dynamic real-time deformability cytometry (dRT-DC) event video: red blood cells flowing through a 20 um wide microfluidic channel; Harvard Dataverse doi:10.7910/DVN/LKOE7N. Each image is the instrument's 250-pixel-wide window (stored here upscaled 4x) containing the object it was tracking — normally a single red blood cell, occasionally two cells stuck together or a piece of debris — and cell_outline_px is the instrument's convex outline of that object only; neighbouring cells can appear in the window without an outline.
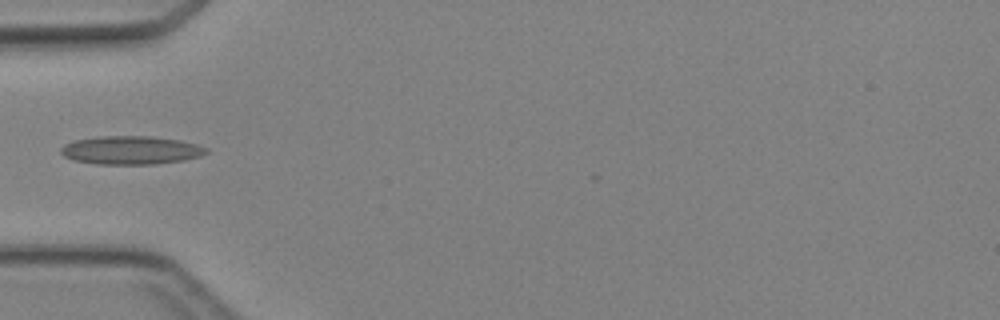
{"species": "Egyptian fruit bat (a non-hibernating species)", "species_latin": "Rousettus aegyptiacus", "temperature_condition": "cold", "stored_images_in_passage": 4, "camera_frame_rate_fps": 3000, "um_per_image_px": 0.085, "animal": {"sex": "female"}, "frame": {"image": 1, "passage_image": 4, "time_ms": 3.667, "image_size_px": [1000, 320], "cell_outline_px": [[208, 152], [200, 156], [184, 160], [152, 164], [96, 164], [72, 160], [64, 156], [60, 152], [60, 148], [64, 144], [76, 140], [100, 136], [152, 136], [180, 140], [196, 144], [208, 148]], "centroid_in_image_um": [11.12, 12.76], "position_along_channel_um": 73.9, "area_um2": 24.1}}